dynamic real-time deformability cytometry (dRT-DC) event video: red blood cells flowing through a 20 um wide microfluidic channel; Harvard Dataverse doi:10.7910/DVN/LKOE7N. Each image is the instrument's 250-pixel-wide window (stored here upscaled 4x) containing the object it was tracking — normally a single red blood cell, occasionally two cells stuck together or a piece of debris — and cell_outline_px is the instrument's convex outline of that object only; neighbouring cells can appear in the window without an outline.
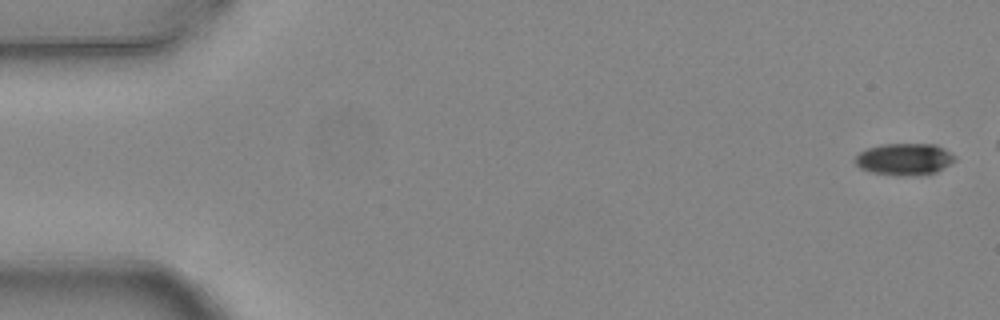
{"species": "common noctule bat (a hibernating species)", "species_latin": "Nyctalus noctula", "temperature_condition": "warm", "stored_images_in_passage": 6, "camera_frame_rate_fps": 3000, "um_per_image_px": 0.085, "animal": {"sex": "female", "body_mass_g": 24.6, "forearm_length_mm": 56.2}, "frame": {"image": 1, "passage_image": 1, "time_ms": 0.0, "image_size_px": [1000, 320], "cell_outline_px": [[956, 160], [936, 172], [900, 176], [872, 172], [860, 168], [852, 160], [860, 152], [868, 148], [880, 144], [936, 144], [944, 148], [956, 156]], "centroid_in_image_um": [76.86, 13.51], "position_along_channel_um": 8.1, "area_um2": 18.44}}
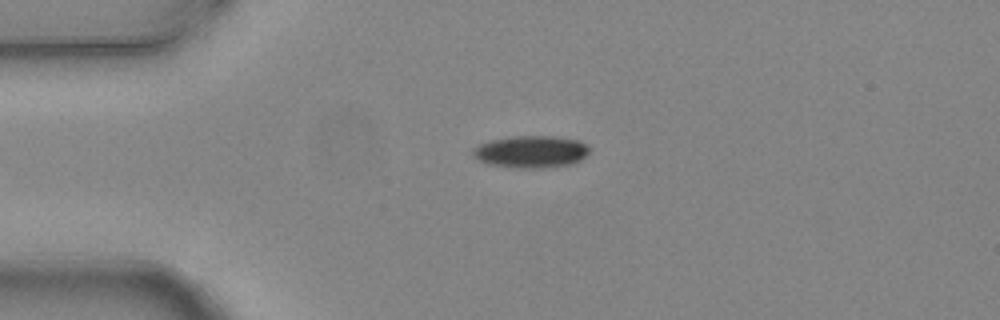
{"frame": {"image": 2, "passage_image": 6, "time_ms": 1.667, "image_size_px": [1000, 320], "cell_outline_px": [[592, 148], [580, 160], [572, 164], [548, 168], [512, 168], [488, 164], [476, 160], [472, 156], [472, 148], [480, 144], [492, 140], [512, 136], [556, 136], [580, 140]], "centroid_in_image_um": [45.13, 12.9], "position_along_channel_um": 39.9, "area_um2": 22.25}}